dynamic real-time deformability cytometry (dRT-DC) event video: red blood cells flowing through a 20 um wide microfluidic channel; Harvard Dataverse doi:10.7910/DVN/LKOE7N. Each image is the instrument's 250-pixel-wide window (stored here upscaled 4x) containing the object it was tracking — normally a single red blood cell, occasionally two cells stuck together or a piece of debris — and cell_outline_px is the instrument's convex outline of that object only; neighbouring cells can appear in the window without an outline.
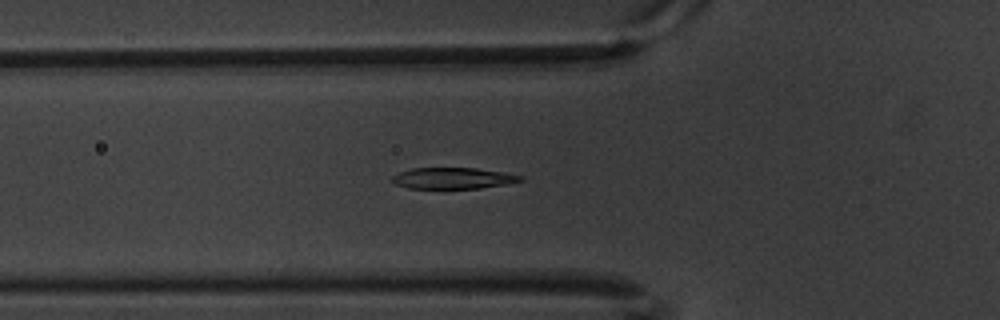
{"species": "common noctule bat (a hibernating species)", "species_latin": "Nyctalus noctula", "temperature_condition": "warm", "stored_images_in_passage": 61, "camera_frame_rate_fps": 3000, "um_per_image_px": 0.085, "animal": {"sex": "male", "body_mass_g": 20.1, "forearm_length_mm": 53.5}, "frame": {"image": 1, "passage_image": 22, "time_ms": 7.0, "image_size_px": [1000, 320], "cell_outline_px": [[524, 180], [508, 184], [480, 188], [444, 192], [408, 188], [396, 184], [392, 180], [392, 176], [400, 172], [412, 168], [476, 168], [504, 172], [524, 176]], "centroid_in_image_um": [38.51, 15.2], "position_along_channel_um": 87.3, "area_um2": 16.88}}
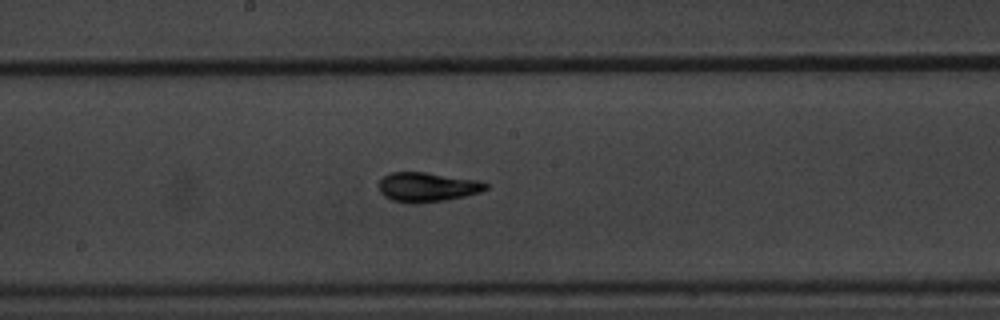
{"frame": {"image": 2, "passage_image": 33, "time_ms": 10.667, "image_size_px": [1000, 320], "cell_outline_px": [[488, 188], [480, 192], [464, 196], [444, 200], [412, 204], [408, 204], [392, 200], [384, 196], [380, 192], [380, 180], [384, 176], [392, 172], [424, 172], [480, 180], [488, 184]], "centroid_in_image_um": [36.32, 15.9], "position_along_channel_um": 211.9, "area_um2": 18.32}}
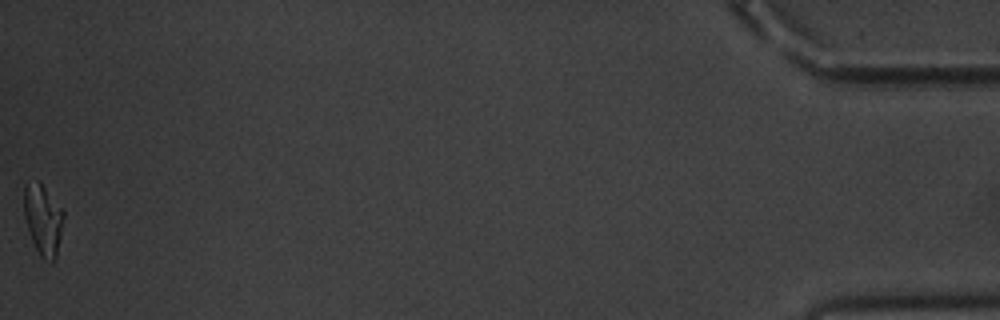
{"frame": {"image": 3, "passage_image": 61, "time_ms": 20.0, "image_size_px": [1000, 320], "cell_outline_px": [[64, 216], [56, 256], [52, 260], [44, 260], [40, 256], [32, 240], [24, 216], [24, 184], [28, 180], [36, 180], [44, 188], [64, 212]], "centroid_in_image_um": [3.63, 18.64], "position_along_channel_um": 431.6, "area_um2": 15.9}, "authors_computed_cell_mechanics": {"area_um2": 17.2822, "velocity_mm_per_s": 3.3722, "shape_relaxation_time_tau1_ms": 2.9845, "shape_relaxation_time_tau2_ms": 1.5303, "deformation_change_tau1": 0.1807, "deformation_change_tau2": 0.088}}